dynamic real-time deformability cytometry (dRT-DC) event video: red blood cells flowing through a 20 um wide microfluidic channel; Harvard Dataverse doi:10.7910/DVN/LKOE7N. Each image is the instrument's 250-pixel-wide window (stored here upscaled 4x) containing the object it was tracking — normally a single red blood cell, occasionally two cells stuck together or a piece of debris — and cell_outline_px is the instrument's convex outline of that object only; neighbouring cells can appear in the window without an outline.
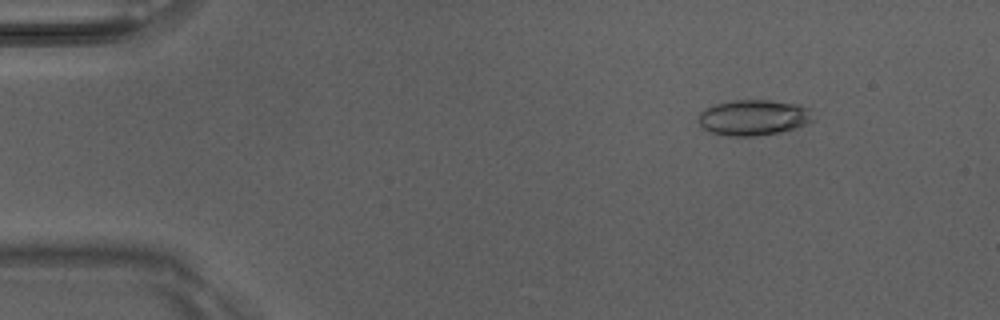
{"species": "Egyptian fruit bat (a non-hibernating species)", "species_latin": "Rousettus aegyptiacus", "temperature_condition": "room temperature", "stored_images_in_passage": 6, "camera_frame_rate_fps": 3000, "um_per_image_px": 0.085, "animal": {"sex": "male"}, "frame": {"image": 1, "passage_image": 2, "time_ms": 0.333, "image_size_px": [1000, 320], "cell_outline_px": [[816, 120], [808, 124], [796, 128], [780, 132], [756, 136], [728, 136], [708, 132], [696, 120], [700, 112], [704, 108], [712, 104], [732, 100], [768, 100], [800, 104], [808, 108]], "centroid_in_image_um": [64.04, 9.99], "position_along_channel_um": 21.0, "area_um2": 24.33}}
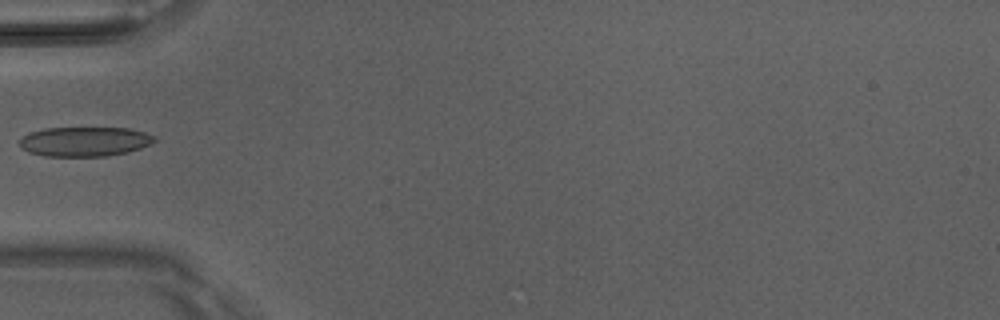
{"frame": {"image": 2, "passage_image": 5, "time_ms": 1.333, "image_size_px": [1000, 320], "cell_outline_px": [[156, 140], [140, 148], [128, 152], [108, 156], [44, 156], [28, 152], [20, 148], [20, 140], [24, 136], [32, 132], [44, 128], [128, 128], [144, 132], [156, 136]], "centroid_in_image_um": [7.19, 12.03], "position_along_channel_um": 77.8, "area_um2": 23.18}}